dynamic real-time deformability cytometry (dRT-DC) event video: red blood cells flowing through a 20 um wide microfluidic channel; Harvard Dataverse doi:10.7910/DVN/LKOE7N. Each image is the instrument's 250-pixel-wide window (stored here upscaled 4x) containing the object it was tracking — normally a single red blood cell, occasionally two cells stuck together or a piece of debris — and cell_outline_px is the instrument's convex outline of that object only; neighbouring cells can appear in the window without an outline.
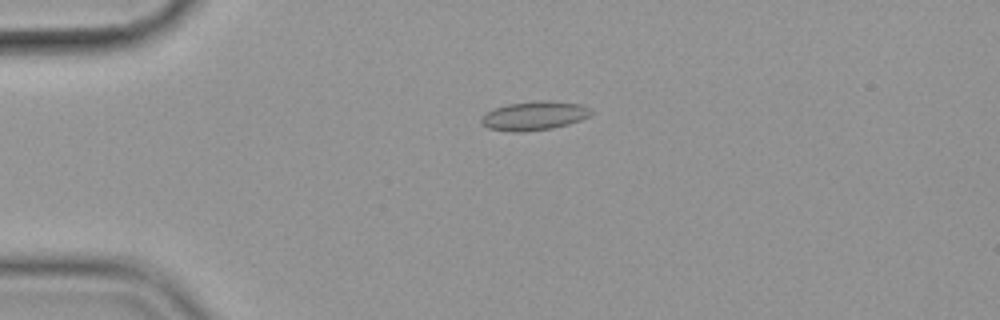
{"species": "common noctule bat (a hibernating species)", "species_latin": "Nyctalus noctula", "temperature_condition": "cold", "stored_images_in_passage": 57, "camera_frame_rate_fps": 3000, "um_per_image_px": 0.085, "animal": {"sex": "female", "body_mass_g": 19.9}, "frame": {"image": 1, "passage_image": 14, "time_ms": 4.333, "image_size_px": [1000, 320], "cell_outline_px": [[592, 112], [588, 116], [580, 120], [568, 124], [552, 128], [524, 132], [512, 132], [488, 128], [480, 120], [488, 112], [496, 108], [508, 104], [540, 100], [548, 100], [580, 104], [588, 108]], "centroid_in_image_um": [45.42, 9.84], "position_along_channel_um": 39.6, "area_um2": 18.21}}
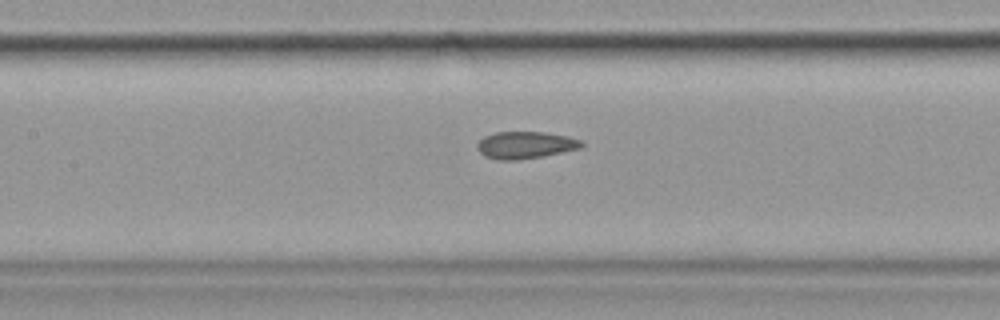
{"frame": {"image": 2, "passage_image": 27, "time_ms": 8.667, "image_size_px": [1000, 320], "cell_outline_px": [[584, 144], [580, 148], [544, 156], [516, 160], [496, 160], [484, 156], [476, 148], [476, 144], [484, 136], [496, 132], [544, 132], [564, 136], [580, 140]], "centroid_in_image_um": [44.6, 12.34], "position_along_channel_um": 162.8, "area_um2": 16.42}}
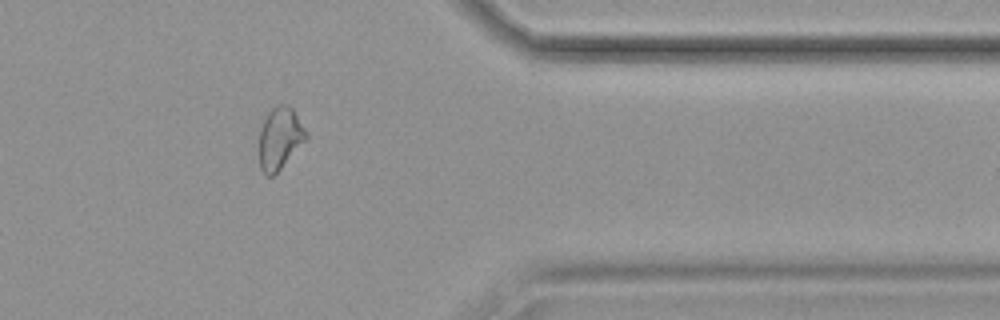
{"frame": {"image": 3, "passage_image": 47, "time_ms": 15.333, "image_size_px": [1000, 320], "cell_outline_px": [[308, 140], [272, 176], [268, 176], [260, 168], [260, 128], [268, 112], [276, 104], [284, 104], [292, 108], [304, 128], [308, 136]], "centroid_in_image_um": [23.8, 11.74], "position_along_channel_um": 387.6, "area_um2": 16.76}, "authors_computed_cell_mechanics": {"area_um2": 17.2822, "velocity_mm_per_s": 3.5857, "shape_relaxation_time_tau1_ms": null, "shape_relaxation_time_tau2_ms": 2.5567, "deformation_change_tau1": null, "deformation_change_tau2": 0.0782}}